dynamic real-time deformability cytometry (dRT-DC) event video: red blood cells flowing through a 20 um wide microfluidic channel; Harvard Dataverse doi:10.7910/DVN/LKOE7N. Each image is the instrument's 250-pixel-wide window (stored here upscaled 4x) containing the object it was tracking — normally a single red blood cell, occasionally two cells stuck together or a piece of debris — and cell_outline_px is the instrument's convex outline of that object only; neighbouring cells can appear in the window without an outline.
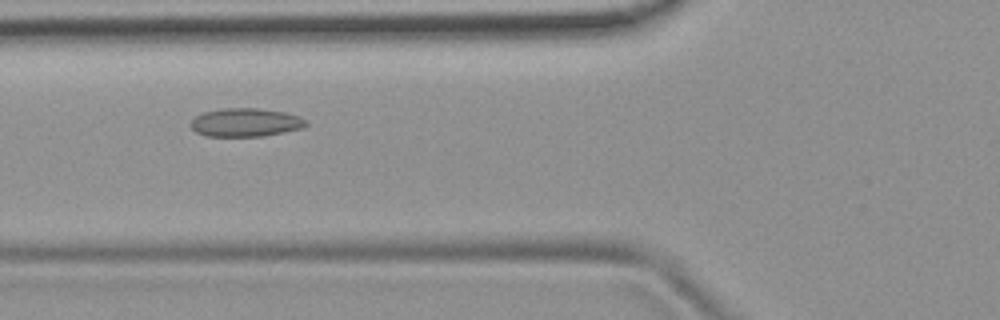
{"species": "common noctule bat (a hibernating species)", "species_latin": "Nyctalus noctula", "temperature_condition": "room temperature", "stored_images_in_passage": 5, "camera_frame_rate_fps": 3000, "um_per_image_px": 0.085, "animal": {"sex": "female", "body_mass_g": 19.9}, "frame": {"image": 1, "passage_image": 3, "time_ms": 2.333, "image_size_px": [1000, 320], "cell_outline_px": [[308, 124], [300, 128], [284, 132], [264, 136], [208, 136], [196, 132], [188, 124], [196, 116], [204, 112], [220, 108], [260, 108], [284, 112], [300, 116], [308, 120]], "centroid_in_image_um": [20.88, 10.4], "position_along_channel_um": 104.9, "area_um2": 19.19}}
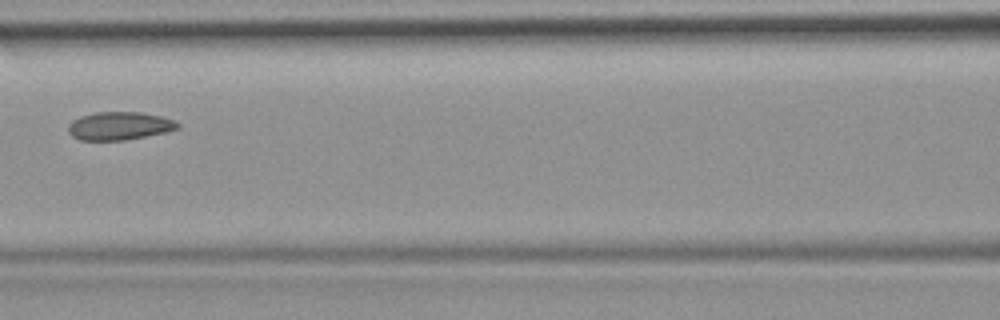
{"frame": {"image": 2, "passage_image": 4, "time_ms": 3.667, "image_size_px": [1000, 320], "cell_outline_px": [[180, 128], [164, 132], [124, 140], [80, 140], [72, 136], [68, 132], [68, 124], [72, 120], [80, 116], [96, 112], [140, 112], [160, 116], [176, 120], [180, 124]], "centroid_in_image_um": [10.13, 10.69], "position_along_channel_um": 156.5, "area_um2": 17.92}}
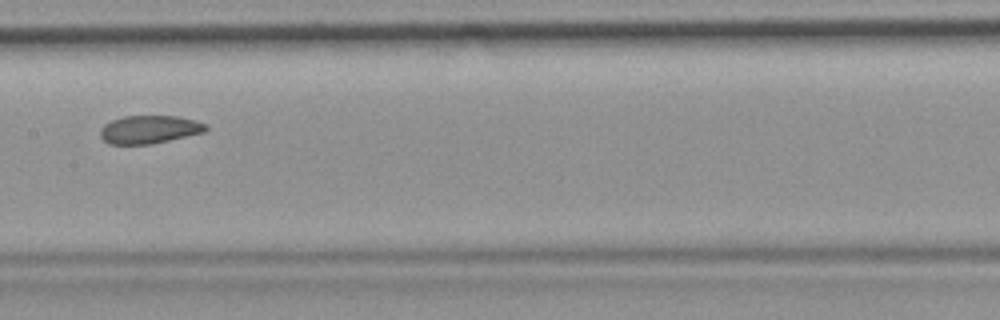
{"frame": {"image": 3, "passage_image": 5, "time_ms": 4.667, "image_size_px": [1000, 320], "cell_outline_px": [[208, 128], [204, 132], [168, 140], [148, 144], [108, 144], [100, 136], [100, 128], [104, 124], [112, 120], [124, 116], [176, 116], [196, 120], [208, 124]], "centroid_in_image_um": [12.69, 10.99], "position_along_channel_um": 194.7, "area_um2": 17.22}}